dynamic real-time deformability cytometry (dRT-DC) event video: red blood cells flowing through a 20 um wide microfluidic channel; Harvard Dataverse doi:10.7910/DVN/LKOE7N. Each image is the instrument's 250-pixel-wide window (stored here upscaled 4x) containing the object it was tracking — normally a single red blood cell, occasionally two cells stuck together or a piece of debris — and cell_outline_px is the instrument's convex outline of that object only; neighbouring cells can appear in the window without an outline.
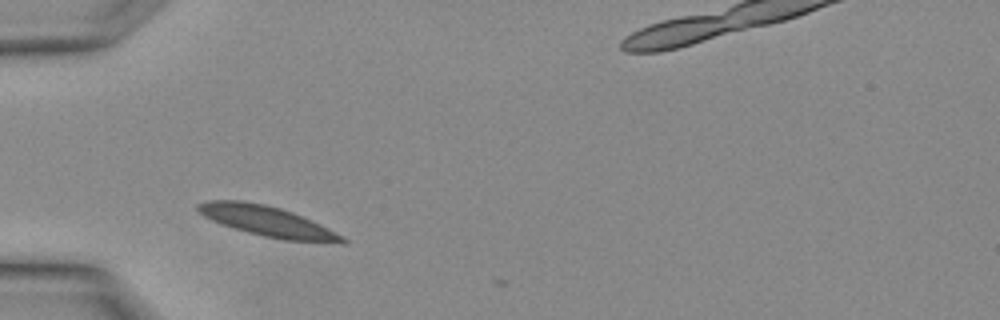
{"species": "Egyptian fruit bat (a non-hibernating species)", "species_latin": "Rousettus aegyptiacus", "temperature_condition": "warm", "stored_images_in_passage": 2, "camera_frame_rate_fps": 3000, "um_per_image_px": 0.085, "animal": {"sex": "female"}, "frame": {"image": 1, "passage_image": 1, "time_ms": 0.0, "image_size_px": [1000, 320], "cell_outline_px": [[348, 244], [340, 244], [284, 240], [264, 236], [248, 232], [220, 224], [204, 216], [196, 208], [196, 204], [208, 200], [240, 200], [264, 204], [280, 208], [292, 212], [312, 220], [344, 236], [348, 240]], "centroid_in_image_um": [22.79, 18.83], "position_along_channel_um": 62.2, "area_um2": 25.66}}